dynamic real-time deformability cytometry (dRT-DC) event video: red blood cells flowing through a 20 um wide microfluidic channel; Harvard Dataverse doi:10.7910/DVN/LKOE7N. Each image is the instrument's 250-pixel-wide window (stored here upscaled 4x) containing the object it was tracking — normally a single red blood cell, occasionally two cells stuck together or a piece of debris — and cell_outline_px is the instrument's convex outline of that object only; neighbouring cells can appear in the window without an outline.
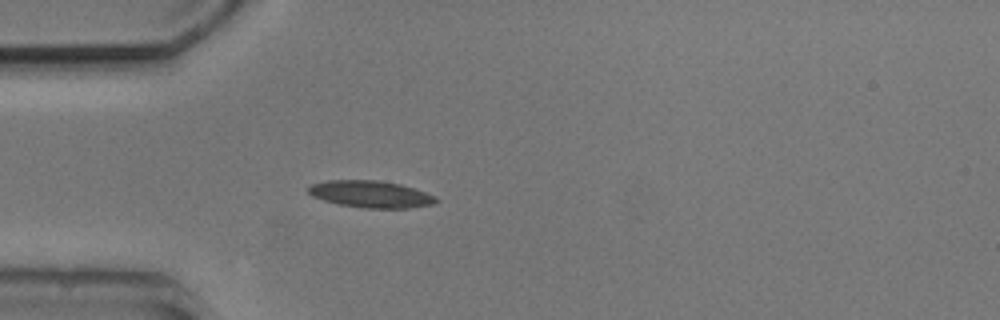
{"species": "common noctule bat (a hibernating species)", "species_latin": "Nyctalus noctula", "temperature_condition": "cold", "stored_images_in_passage": 4, "camera_frame_rate_fps": 3000, "um_per_image_px": 0.085, "animal": {"sex": "male", "body_mass_g": 20.5, "forearm_length_mm": 52.5}, "frame": {"image": 1, "passage_image": 4, "time_ms": 3.667, "image_size_px": [1000, 320], "cell_outline_px": [[440, 200], [432, 204], [408, 208], [364, 208], [340, 204], [324, 200], [312, 196], [308, 192], [308, 188], [312, 184], [328, 180], [380, 180], [400, 184], [436, 196]], "centroid_in_image_um": [31.52, 16.5], "position_along_channel_um": 53.5, "area_um2": 19.88}}